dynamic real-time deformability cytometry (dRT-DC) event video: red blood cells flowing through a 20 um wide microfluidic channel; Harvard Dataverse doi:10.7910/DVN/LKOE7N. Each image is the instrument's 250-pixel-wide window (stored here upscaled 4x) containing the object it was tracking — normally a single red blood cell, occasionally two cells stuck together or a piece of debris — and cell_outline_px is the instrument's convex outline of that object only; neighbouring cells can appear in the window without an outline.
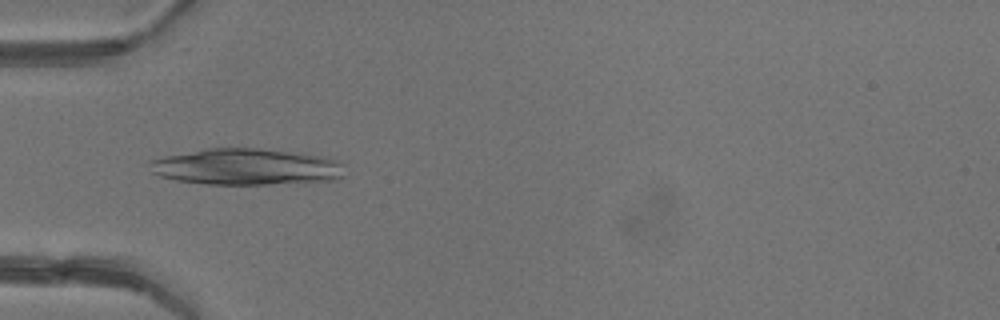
{"species": "common noctule bat (a hibernating species)", "species_latin": "Nyctalus noctula", "temperature_condition": "warm", "stored_images_in_passage": 5, "camera_frame_rate_fps": 3000, "um_per_image_px": 0.085, "animal": {"sex": "female"}, "frame": {"image": 1, "passage_image": 5, "time_ms": 5.0, "image_size_px": [1000, 320], "cell_outline_px": [[344, 176], [336, 180], [268, 184], [208, 184], [176, 180], [160, 176], [152, 172], [148, 164], [148, 160], [164, 156], [208, 148], [260, 148], [296, 152], [328, 156], [344, 164]], "centroid_in_image_um": [20.97, 14.17], "position_along_channel_um": 64.0, "area_um2": 41.73}}